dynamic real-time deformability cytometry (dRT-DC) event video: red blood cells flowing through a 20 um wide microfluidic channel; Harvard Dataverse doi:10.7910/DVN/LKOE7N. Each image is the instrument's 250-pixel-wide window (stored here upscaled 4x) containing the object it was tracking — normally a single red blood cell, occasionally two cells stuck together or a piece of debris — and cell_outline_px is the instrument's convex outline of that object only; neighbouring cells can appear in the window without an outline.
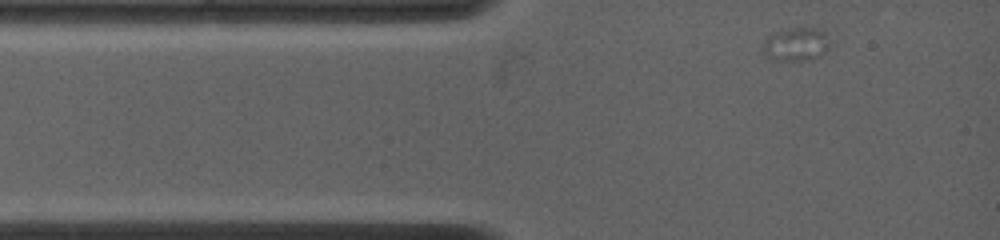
{"species": "common noctule bat (a hibernating species)", "species_latin": "Nyctalus noctula", "temperature_condition": "warm", "stored_images_in_passage": 16, "camera_frame_rate_fps": 4500, "um_per_image_px": 0.085, "animal": {"sex": "female", "body_mass_g": 19.0, "forearm_length_mm": 53.3}, "frame": {"image": 1, "passage_image": 1, "time_ms": 0.0, "image_size_px": [1000, 240], "cell_outline_px": [[832, 44], [820, 56], [808, 60], [776, 60], [768, 56], [760, 48], [764, 40], [772, 32], [792, 28], [816, 28], [824, 32]], "centroid_in_image_um": [67.66, 3.75], "position_along_channel_um": 17.3, "area_um2": 13.12}}
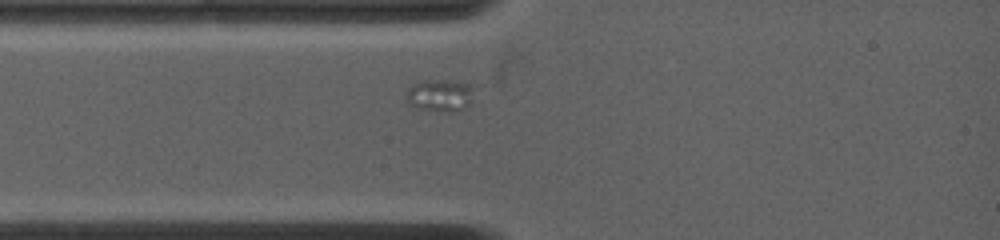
{"frame": {"image": 2, "passage_image": 5, "time_ms": 1.556, "image_size_px": [1000, 240], "cell_outline_px": [[472, 84], [468, 104], [464, 108], [452, 112], [444, 112], [420, 108], [408, 104], [408, 88], [424, 80], [448, 80]], "centroid_in_image_um": [37.39, 8.1], "position_along_channel_um": 47.6, "area_um2": 12.25}}
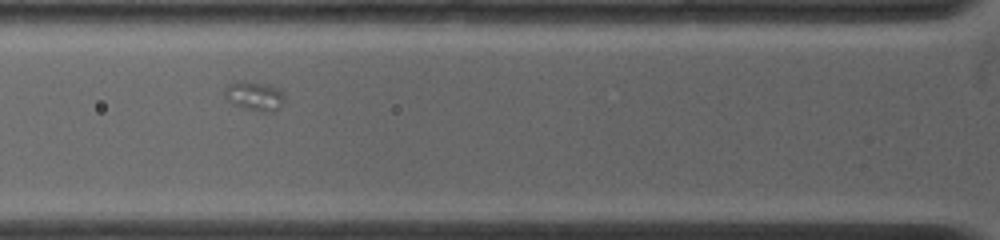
{"frame": {"image": 3, "passage_image": 10, "time_ms": 3.111, "image_size_px": [1000, 240], "cell_outline_px": [[284, 104], [272, 112], [260, 112], [232, 104], [228, 100], [224, 92], [224, 88], [228, 84], [244, 80], [268, 84], [280, 88], [284, 92]], "centroid_in_image_um": [21.67, 8.15], "position_along_channel_um": 104.1, "area_um2": 10.4}}